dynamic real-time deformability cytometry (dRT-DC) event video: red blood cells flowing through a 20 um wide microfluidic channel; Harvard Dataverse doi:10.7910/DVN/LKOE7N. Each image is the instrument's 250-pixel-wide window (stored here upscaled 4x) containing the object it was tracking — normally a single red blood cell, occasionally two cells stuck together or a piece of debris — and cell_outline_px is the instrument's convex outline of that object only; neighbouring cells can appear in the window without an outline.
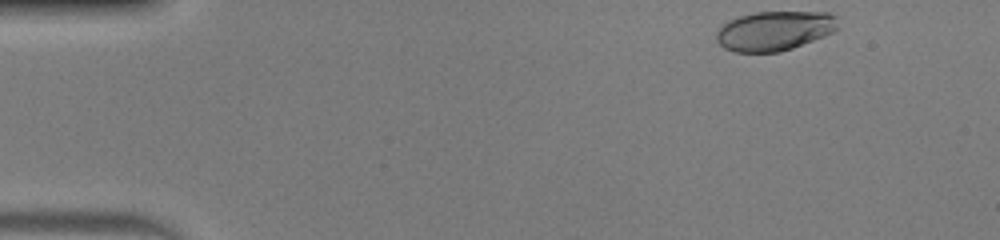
{"species": "human", "species_latin": "Homo sapiens", "temperature_condition": "warm", "stored_images_in_passage": 46, "camera_frame_rate_fps": 3000, "um_per_image_px": 0.085, "donor": {"sex": "male"}, "frame": {"image": 1, "passage_image": 1, "time_ms": 0.0, "image_size_px": [1000, 240], "cell_outline_px": [[840, 28], [824, 36], [792, 48], [780, 52], [736, 52], [724, 48], [716, 40], [716, 32], [728, 20], [740, 16], [756, 12], [828, 12], [836, 16]], "centroid_in_image_um": [65.85, 2.61], "position_along_channel_um": 19.2, "area_um2": 28.03}}
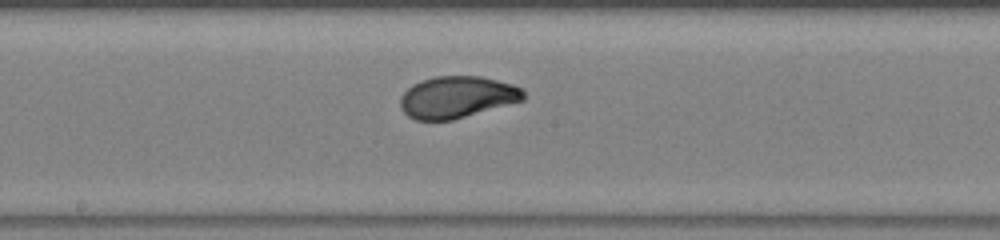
{"frame": {"image": 2, "passage_image": 23, "time_ms": 7.333, "image_size_px": [1000, 240], "cell_outline_px": [[524, 100], [452, 120], [416, 120], [408, 116], [400, 108], [400, 96], [412, 84], [420, 80], [436, 76], [480, 76], [512, 84], [524, 88]], "centroid_in_image_um": [38.83, 8.25], "position_along_channel_um": 209.4, "area_um2": 30.06}}
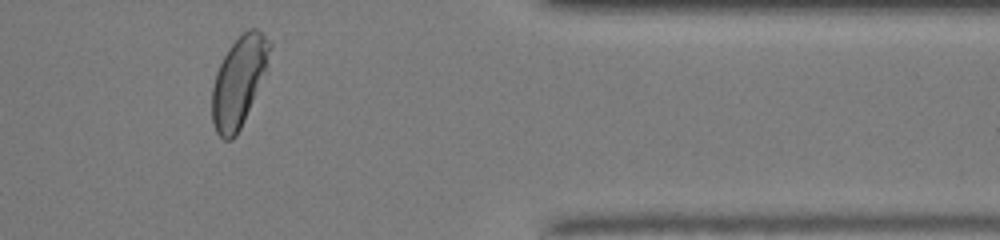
{"frame": {"image": 3, "passage_image": 38, "time_ms": 12.333, "image_size_px": [1000, 240], "cell_outline_px": [[272, 48], [252, 100], [240, 128], [236, 136], [232, 140], [224, 140], [216, 132], [212, 120], [212, 88], [216, 72], [228, 48], [248, 28], [256, 28], [272, 44]], "centroid_in_image_um": [20.25, 6.93], "position_along_channel_um": 391.1, "area_um2": 29.19}, "authors_computed_cell_mechanics": {"area_um2": 30.1138, "velocity_mm_per_s": 4.0606, "shape_relaxation_time_tau1_ms": 3.3586, "shape_relaxation_time_tau2_ms": null, "deformation_change_tau1": 0.1864, "deformation_change_tau2": null}}